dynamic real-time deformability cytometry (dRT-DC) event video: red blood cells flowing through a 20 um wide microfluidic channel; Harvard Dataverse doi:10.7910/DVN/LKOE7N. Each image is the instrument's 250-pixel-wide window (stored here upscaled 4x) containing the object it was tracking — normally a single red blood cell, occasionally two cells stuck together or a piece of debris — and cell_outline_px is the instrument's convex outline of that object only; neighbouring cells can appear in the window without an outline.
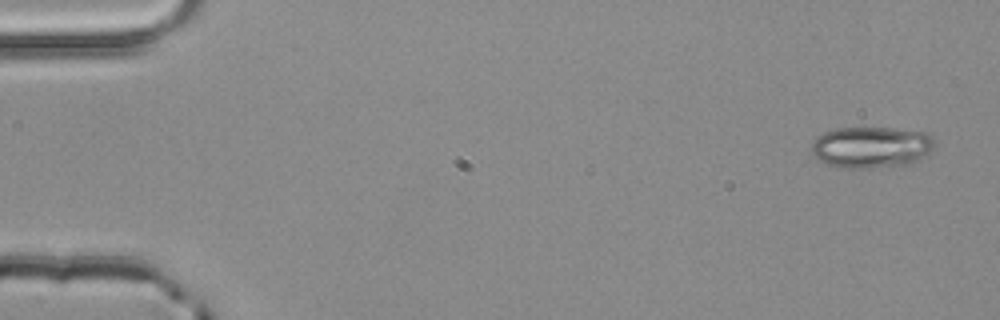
{"species": "common noctule bat (a hibernating species)", "species_latin": "Nyctalus noctula", "temperature_condition": "room temperature", "stored_images_in_passage": 3, "camera_frame_rate_fps": 3000, "um_per_image_px": 0.085, "animal": {"sex": "male", "body_mass_g": 20.4}, "frame": {"image": 1, "passage_image": 1, "time_ms": 0.0, "image_size_px": [1000, 320], "cell_outline_px": [[936, 140], [928, 156], [912, 164], [872, 168], [848, 168], [828, 164], [812, 156], [812, 144], [816, 136], [824, 132], [836, 128], [888, 128], [928, 132]], "centroid_in_image_um": [74.1, 12.51], "position_along_channel_um": 10.9, "area_um2": 30.06}}